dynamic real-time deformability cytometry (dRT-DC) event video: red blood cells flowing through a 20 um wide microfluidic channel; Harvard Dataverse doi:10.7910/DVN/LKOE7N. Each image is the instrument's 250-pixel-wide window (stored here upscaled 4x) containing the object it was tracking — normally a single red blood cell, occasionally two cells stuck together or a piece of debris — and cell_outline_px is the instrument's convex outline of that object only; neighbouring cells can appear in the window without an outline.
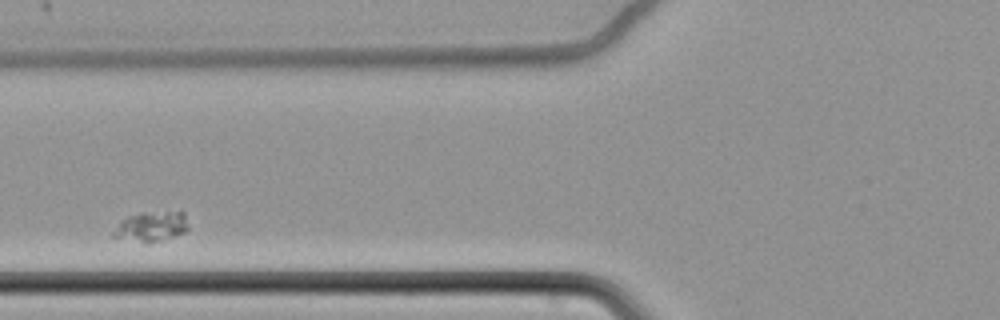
{"species": "common noctule bat (a hibernating species)", "species_latin": "Nyctalus noctula", "temperature_condition": "cold", "stored_images_in_passage": 8, "camera_frame_rate_fps": 3000, "um_per_image_px": 0.085, "animal": {"sex": "female", "body_mass_g": 22.7, "forearm_length_mm": 54.2}, "frame": {"image": 1, "passage_image": 2, "time_ms": 0.333, "image_size_px": [1000, 320], "cell_outline_px": [[188, 228], [184, 232], [148, 244], [144, 244], [112, 236], [112, 232], [120, 220], [128, 216], [140, 212], [180, 208], [184, 212]], "centroid_in_image_um": [12.87, 19.2], "position_along_channel_um": 112.9, "area_um2": 13.76}}
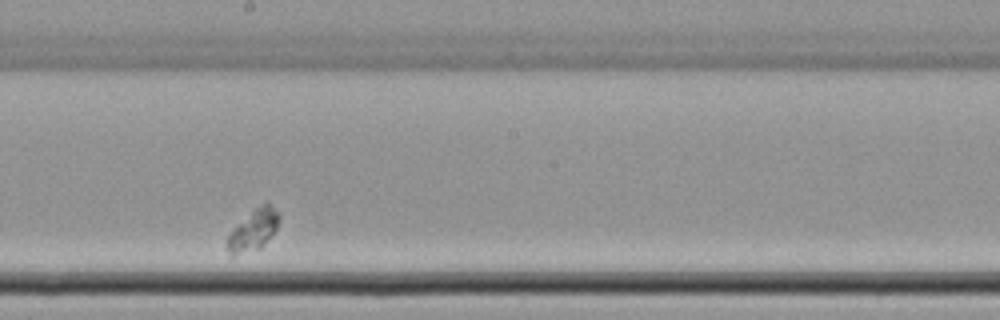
{"frame": {"image": 2, "passage_image": 5, "time_ms": 1.333, "image_size_px": [1000, 320], "cell_outline_px": [[280, 216], [276, 228], [260, 248], [232, 256], [228, 256], [224, 244], [228, 236], [256, 208], [264, 204], [268, 204], [280, 212]], "centroid_in_image_um": [21.5, 19.62], "position_along_channel_um": 226.7, "area_um2": 11.85}}
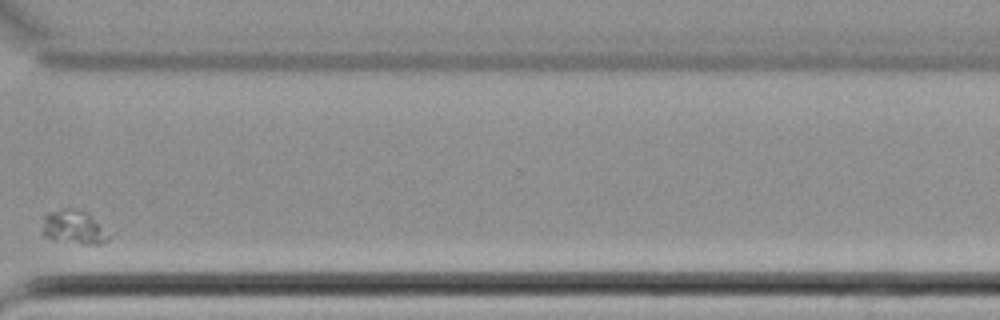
{"frame": {"image": 3, "passage_image": 8, "time_ms": 2.333, "image_size_px": [1000, 320], "cell_outline_px": [[108, 240], [100, 244], [80, 244], [44, 236], [40, 232], [44, 216], [48, 212], [60, 208], [72, 208], [88, 212], [92, 216], [108, 236]], "centroid_in_image_um": [6.2, 19.28], "position_along_channel_um": 364.4, "area_um2": 12.95}}